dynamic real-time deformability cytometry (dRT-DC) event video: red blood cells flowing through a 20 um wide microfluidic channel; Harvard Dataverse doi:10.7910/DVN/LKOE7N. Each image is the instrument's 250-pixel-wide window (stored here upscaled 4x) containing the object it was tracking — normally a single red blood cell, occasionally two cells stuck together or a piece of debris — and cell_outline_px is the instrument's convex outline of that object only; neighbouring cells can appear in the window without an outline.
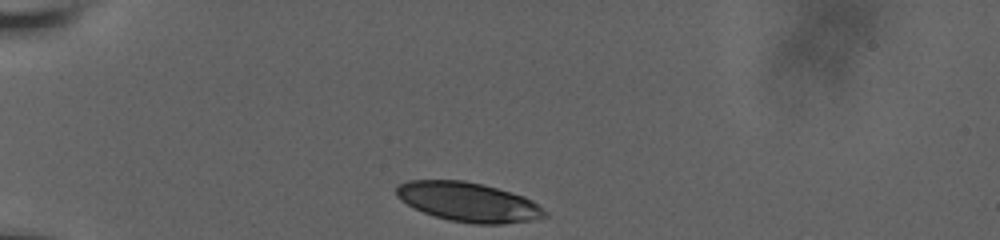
{"species": "human", "species_latin": "Homo sapiens", "temperature_condition": "room temperature", "stored_images_in_passage": 33, "camera_frame_rate_fps": 3000, "um_per_image_px": 0.085, "donor": {"sex": "male"}, "frame": {"image": 1, "passage_image": 1, "time_ms": 0.0, "image_size_px": [1000, 240], "cell_outline_px": [[548, 216], [532, 220], [504, 224], [472, 224], [448, 220], [424, 212], [400, 200], [396, 196], [396, 184], [408, 180], [464, 180], [484, 184], [524, 196], [532, 200], [544, 208], [548, 212]], "centroid_in_image_um": [39.83, 17.16], "position_along_channel_um": 45.2, "area_um2": 34.28}}
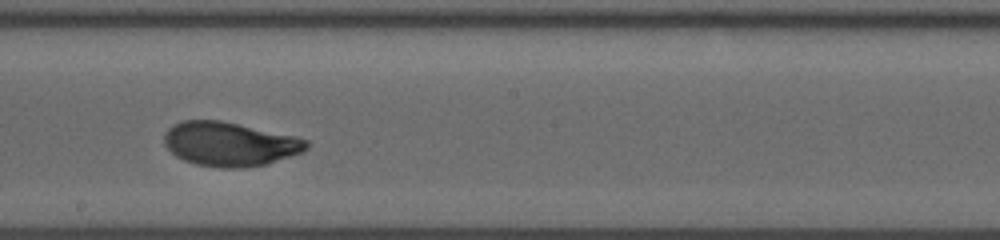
{"frame": {"image": 2, "passage_image": 19, "time_ms": 6.0, "image_size_px": [1000, 240], "cell_outline_px": [[308, 148], [304, 152], [268, 164], [244, 168], [220, 168], [196, 164], [184, 160], [176, 156], [164, 144], [164, 132], [172, 124], [184, 120], [220, 120], [296, 136], [308, 140]], "centroid_in_image_um": [19.54, 12.25], "position_along_channel_um": 228.7, "area_um2": 36.88}}
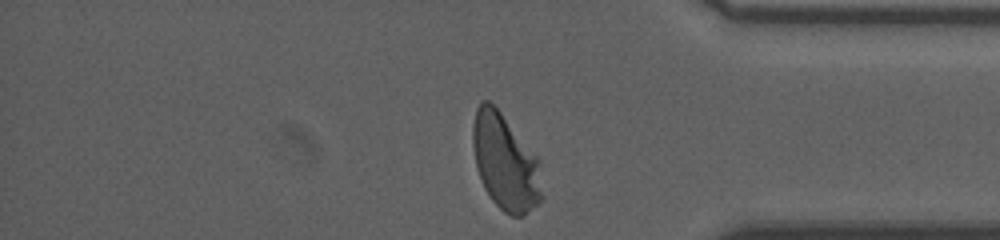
{"frame": {"image": 3, "passage_image": 33, "time_ms": 10.667, "image_size_px": [1000, 240], "cell_outline_px": [[544, 196], [524, 216], [512, 216], [504, 212], [492, 200], [484, 188], [476, 168], [472, 144], [472, 128], [476, 108], [480, 100], [488, 100], [500, 112], [540, 160]], "centroid_in_image_um": [42.95, 13.8], "position_along_channel_um": 392.3, "area_um2": 38.9}, "authors_computed_cell_mechanics": {"area_um2": 36.4718, "velocity_mm_per_s": 3.7669, "shape_relaxation_time_tau1_ms": 3.9318, "shape_relaxation_time_tau2_ms": null, "deformation_change_tau1": 0.1879, "deformation_change_tau2": null}}